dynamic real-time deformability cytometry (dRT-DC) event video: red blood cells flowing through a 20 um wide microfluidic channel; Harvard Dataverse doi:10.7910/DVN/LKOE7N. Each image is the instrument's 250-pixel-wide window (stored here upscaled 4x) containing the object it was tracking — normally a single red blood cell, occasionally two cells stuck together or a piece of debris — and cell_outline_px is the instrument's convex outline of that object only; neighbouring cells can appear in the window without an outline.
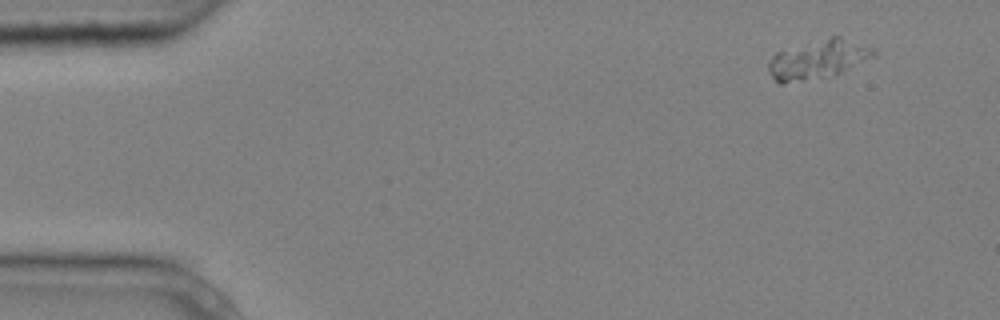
{"species": "common noctule bat (a hibernating species)", "species_latin": "Nyctalus noctula", "temperature_condition": "cold", "stored_images_in_passage": 5, "segment_of_instrument_passage": [1, 2], "camera_frame_rate_fps": 3000, "um_per_image_px": 0.085, "animal": {"sex": "male", "body_mass_g": 20.4}, "frame": {"image": 1, "passage_image": 1, "time_ms": 0.0, "image_size_px": [1000, 320], "cell_outline_px": [[876, 56], [840, 72], [780, 84], [772, 76], [768, 68], [768, 60], [776, 52], [832, 36], [840, 36], [872, 48]], "centroid_in_image_um": [69.51, 5.02], "position_along_channel_um": 15.5, "area_um2": 22.83}}